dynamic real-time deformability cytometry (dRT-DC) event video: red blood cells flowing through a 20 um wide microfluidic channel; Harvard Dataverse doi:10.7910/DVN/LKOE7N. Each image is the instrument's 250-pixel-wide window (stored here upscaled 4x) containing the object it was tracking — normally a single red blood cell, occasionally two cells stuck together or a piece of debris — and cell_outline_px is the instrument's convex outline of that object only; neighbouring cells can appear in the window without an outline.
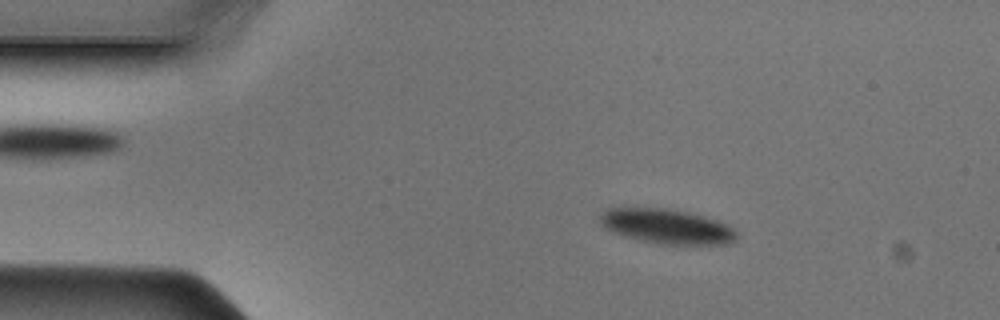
{"species": "Egyptian fruit bat (a non-hibernating species)", "species_latin": "Rousettus aegyptiacus", "temperature_condition": "cold", "stored_images_in_passage": 42, "camera_frame_rate_fps": 3000, "um_per_image_px": 0.085, "animal": {"sex": "male"}, "frame": {"image": 1, "passage_image": 2, "time_ms": 0.333, "image_size_px": [1000, 320], "cell_outline_px": [[736, 240], [724, 244], [664, 244], [624, 236], [612, 232], [600, 224], [596, 216], [608, 208], [668, 208], [688, 212], [704, 216], [728, 224], [736, 232]], "centroid_in_image_um": [56.64, 19.22], "position_along_channel_um": 28.4, "area_um2": 27.57}}
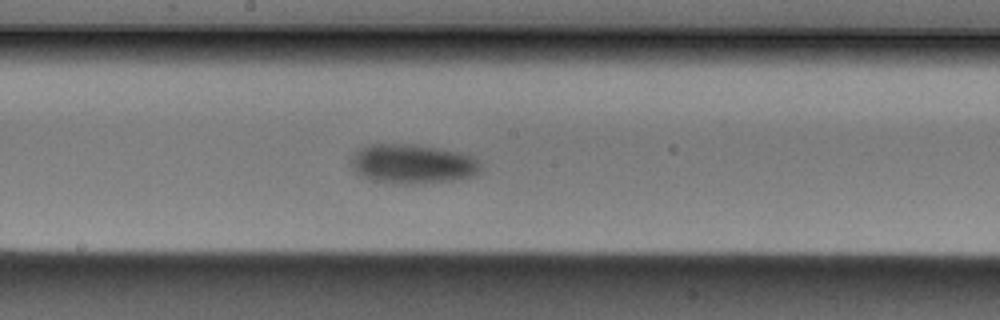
{"frame": {"image": 2, "passage_image": 19, "time_ms": 6.0, "image_size_px": [1000, 320], "cell_outline_px": [[480, 172], [476, 176], [452, 180], [412, 184], [396, 184], [368, 180], [360, 176], [348, 164], [348, 160], [360, 148], [372, 144], [408, 144], [456, 152], [472, 156], [480, 164]], "centroid_in_image_um": [34.99, 13.96], "position_along_channel_um": 213.2, "area_um2": 29.77}}
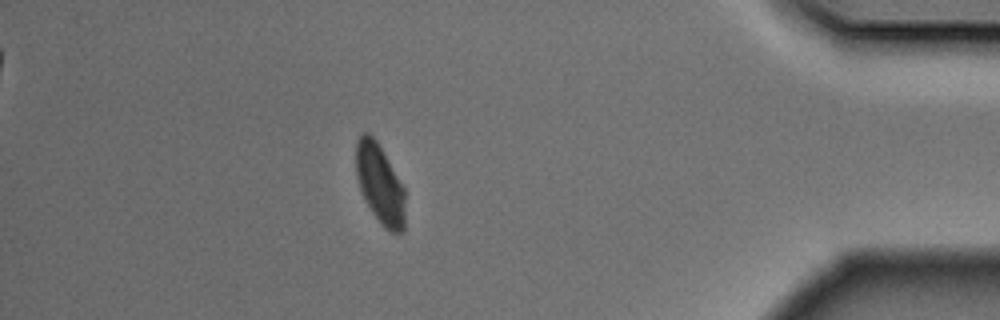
{"frame": {"image": 3, "passage_image": 36, "time_ms": 11.667, "image_size_px": [1000, 320], "cell_outline_px": [[404, 232], [388, 232], [380, 224], [364, 200], [356, 176], [356, 140], [364, 132], [368, 132], [376, 140], [404, 188]], "centroid_in_image_um": [32.27, 15.67], "position_along_channel_um": 402.9, "area_um2": 22.66}}